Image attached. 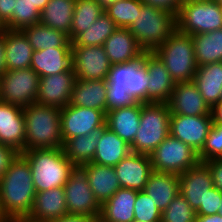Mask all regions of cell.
<instances>
[{
  "mask_svg": "<svg viewBox=\"0 0 222 222\" xmlns=\"http://www.w3.org/2000/svg\"><path fill=\"white\" fill-rule=\"evenodd\" d=\"M88 164H74L64 185L68 215L99 218L101 205L87 180Z\"/></svg>",
  "mask_w": 222,
  "mask_h": 222,
  "instance_id": "ba28073f",
  "label": "cell"
},
{
  "mask_svg": "<svg viewBox=\"0 0 222 222\" xmlns=\"http://www.w3.org/2000/svg\"><path fill=\"white\" fill-rule=\"evenodd\" d=\"M219 213L222 215V199H221V207L219 209Z\"/></svg>",
  "mask_w": 222,
  "mask_h": 222,
  "instance_id": "680465c9",
  "label": "cell"
},
{
  "mask_svg": "<svg viewBox=\"0 0 222 222\" xmlns=\"http://www.w3.org/2000/svg\"><path fill=\"white\" fill-rule=\"evenodd\" d=\"M193 83L210 108L221 100L222 62L197 67Z\"/></svg>",
  "mask_w": 222,
  "mask_h": 222,
  "instance_id": "f546056e",
  "label": "cell"
},
{
  "mask_svg": "<svg viewBox=\"0 0 222 222\" xmlns=\"http://www.w3.org/2000/svg\"><path fill=\"white\" fill-rule=\"evenodd\" d=\"M76 77L73 69L40 77L35 103L63 108L70 103Z\"/></svg>",
  "mask_w": 222,
  "mask_h": 222,
  "instance_id": "9a60e30c",
  "label": "cell"
},
{
  "mask_svg": "<svg viewBox=\"0 0 222 222\" xmlns=\"http://www.w3.org/2000/svg\"><path fill=\"white\" fill-rule=\"evenodd\" d=\"M5 49V71L30 68L33 48L21 30L3 33Z\"/></svg>",
  "mask_w": 222,
  "mask_h": 222,
  "instance_id": "603a6c76",
  "label": "cell"
},
{
  "mask_svg": "<svg viewBox=\"0 0 222 222\" xmlns=\"http://www.w3.org/2000/svg\"><path fill=\"white\" fill-rule=\"evenodd\" d=\"M48 222H99V218L78 215H66L61 218L52 219Z\"/></svg>",
  "mask_w": 222,
  "mask_h": 222,
  "instance_id": "681fc988",
  "label": "cell"
},
{
  "mask_svg": "<svg viewBox=\"0 0 222 222\" xmlns=\"http://www.w3.org/2000/svg\"><path fill=\"white\" fill-rule=\"evenodd\" d=\"M107 85L124 86L137 102L147 103L148 75L143 56L127 63L110 67Z\"/></svg>",
  "mask_w": 222,
  "mask_h": 222,
  "instance_id": "4fadbf2b",
  "label": "cell"
},
{
  "mask_svg": "<svg viewBox=\"0 0 222 222\" xmlns=\"http://www.w3.org/2000/svg\"><path fill=\"white\" fill-rule=\"evenodd\" d=\"M27 1H29L33 6H35L40 12L49 2V0H27Z\"/></svg>",
  "mask_w": 222,
  "mask_h": 222,
  "instance_id": "db71d44e",
  "label": "cell"
},
{
  "mask_svg": "<svg viewBox=\"0 0 222 222\" xmlns=\"http://www.w3.org/2000/svg\"><path fill=\"white\" fill-rule=\"evenodd\" d=\"M30 165L36 192L62 187L74 165L63 148L30 149L21 153Z\"/></svg>",
  "mask_w": 222,
  "mask_h": 222,
  "instance_id": "3957f363",
  "label": "cell"
},
{
  "mask_svg": "<svg viewBox=\"0 0 222 222\" xmlns=\"http://www.w3.org/2000/svg\"><path fill=\"white\" fill-rule=\"evenodd\" d=\"M41 12L27 0H17L11 20L5 25L9 30H23L40 23Z\"/></svg>",
  "mask_w": 222,
  "mask_h": 222,
  "instance_id": "f35d334b",
  "label": "cell"
},
{
  "mask_svg": "<svg viewBox=\"0 0 222 222\" xmlns=\"http://www.w3.org/2000/svg\"><path fill=\"white\" fill-rule=\"evenodd\" d=\"M106 112L115 108L126 107L135 105L138 102L128 92V89L124 86L107 85L106 90Z\"/></svg>",
  "mask_w": 222,
  "mask_h": 222,
  "instance_id": "7bdbcfd3",
  "label": "cell"
},
{
  "mask_svg": "<svg viewBox=\"0 0 222 222\" xmlns=\"http://www.w3.org/2000/svg\"><path fill=\"white\" fill-rule=\"evenodd\" d=\"M25 118L24 151L63 148L61 109L32 103L23 108Z\"/></svg>",
  "mask_w": 222,
  "mask_h": 222,
  "instance_id": "7a4b0ae2",
  "label": "cell"
},
{
  "mask_svg": "<svg viewBox=\"0 0 222 222\" xmlns=\"http://www.w3.org/2000/svg\"><path fill=\"white\" fill-rule=\"evenodd\" d=\"M145 52H153L176 30V17L162 9L143 5L127 28Z\"/></svg>",
  "mask_w": 222,
  "mask_h": 222,
  "instance_id": "8992f818",
  "label": "cell"
},
{
  "mask_svg": "<svg viewBox=\"0 0 222 222\" xmlns=\"http://www.w3.org/2000/svg\"><path fill=\"white\" fill-rule=\"evenodd\" d=\"M68 215L64 186L36 192L27 222H48Z\"/></svg>",
  "mask_w": 222,
  "mask_h": 222,
  "instance_id": "44dd1931",
  "label": "cell"
},
{
  "mask_svg": "<svg viewBox=\"0 0 222 222\" xmlns=\"http://www.w3.org/2000/svg\"><path fill=\"white\" fill-rule=\"evenodd\" d=\"M163 62L175 83L192 81L197 71L191 35L177 29L153 51Z\"/></svg>",
  "mask_w": 222,
  "mask_h": 222,
  "instance_id": "277c9868",
  "label": "cell"
},
{
  "mask_svg": "<svg viewBox=\"0 0 222 222\" xmlns=\"http://www.w3.org/2000/svg\"><path fill=\"white\" fill-rule=\"evenodd\" d=\"M141 102L106 112V127L131 145L139 129Z\"/></svg>",
  "mask_w": 222,
  "mask_h": 222,
  "instance_id": "d4e9b609",
  "label": "cell"
},
{
  "mask_svg": "<svg viewBox=\"0 0 222 222\" xmlns=\"http://www.w3.org/2000/svg\"><path fill=\"white\" fill-rule=\"evenodd\" d=\"M72 69L76 79L102 80L107 79L112 66L103 46L71 45Z\"/></svg>",
  "mask_w": 222,
  "mask_h": 222,
  "instance_id": "7c38bea8",
  "label": "cell"
},
{
  "mask_svg": "<svg viewBox=\"0 0 222 222\" xmlns=\"http://www.w3.org/2000/svg\"><path fill=\"white\" fill-rule=\"evenodd\" d=\"M21 31L26 35L33 50L71 48L72 45L67 34L41 23L26 27Z\"/></svg>",
  "mask_w": 222,
  "mask_h": 222,
  "instance_id": "d6a6232c",
  "label": "cell"
},
{
  "mask_svg": "<svg viewBox=\"0 0 222 222\" xmlns=\"http://www.w3.org/2000/svg\"><path fill=\"white\" fill-rule=\"evenodd\" d=\"M6 31V27L5 25L2 23V21L0 20V35L3 34Z\"/></svg>",
  "mask_w": 222,
  "mask_h": 222,
  "instance_id": "6f0895ef",
  "label": "cell"
},
{
  "mask_svg": "<svg viewBox=\"0 0 222 222\" xmlns=\"http://www.w3.org/2000/svg\"><path fill=\"white\" fill-rule=\"evenodd\" d=\"M143 64L148 75L147 103H167L176 83L154 52H145Z\"/></svg>",
  "mask_w": 222,
  "mask_h": 222,
  "instance_id": "2e32d148",
  "label": "cell"
},
{
  "mask_svg": "<svg viewBox=\"0 0 222 222\" xmlns=\"http://www.w3.org/2000/svg\"><path fill=\"white\" fill-rule=\"evenodd\" d=\"M5 72V49L3 34L0 35V75Z\"/></svg>",
  "mask_w": 222,
  "mask_h": 222,
  "instance_id": "f5cc1de1",
  "label": "cell"
},
{
  "mask_svg": "<svg viewBox=\"0 0 222 222\" xmlns=\"http://www.w3.org/2000/svg\"><path fill=\"white\" fill-rule=\"evenodd\" d=\"M211 115L192 116L171 114L170 135L181 140L199 153L212 127Z\"/></svg>",
  "mask_w": 222,
  "mask_h": 222,
  "instance_id": "5bb4252c",
  "label": "cell"
},
{
  "mask_svg": "<svg viewBox=\"0 0 222 222\" xmlns=\"http://www.w3.org/2000/svg\"><path fill=\"white\" fill-rule=\"evenodd\" d=\"M162 211L145 191H138L134 204V220L141 222H161Z\"/></svg>",
  "mask_w": 222,
  "mask_h": 222,
  "instance_id": "60d3db41",
  "label": "cell"
},
{
  "mask_svg": "<svg viewBox=\"0 0 222 222\" xmlns=\"http://www.w3.org/2000/svg\"><path fill=\"white\" fill-rule=\"evenodd\" d=\"M130 152V145L105 126L101 129L92 163L114 167Z\"/></svg>",
  "mask_w": 222,
  "mask_h": 222,
  "instance_id": "f1b7e54d",
  "label": "cell"
},
{
  "mask_svg": "<svg viewBox=\"0 0 222 222\" xmlns=\"http://www.w3.org/2000/svg\"><path fill=\"white\" fill-rule=\"evenodd\" d=\"M103 9H106L109 5L119 1V0H96Z\"/></svg>",
  "mask_w": 222,
  "mask_h": 222,
  "instance_id": "11a10c76",
  "label": "cell"
},
{
  "mask_svg": "<svg viewBox=\"0 0 222 222\" xmlns=\"http://www.w3.org/2000/svg\"><path fill=\"white\" fill-rule=\"evenodd\" d=\"M103 47L112 65L134 61L145 53L127 28H117Z\"/></svg>",
  "mask_w": 222,
  "mask_h": 222,
  "instance_id": "7402d4cb",
  "label": "cell"
},
{
  "mask_svg": "<svg viewBox=\"0 0 222 222\" xmlns=\"http://www.w3.org/2000/svg\"><path fill=\"white\" fill-rule=\"evenodd\" d=\"M194 42L196 65L222 62V28L191 35Z\"/></svg>",
  "mask_w": 222,
  "mask_h": 222,
  "instance_id": "836d02e7",
  "label": "cell"
},
{
  "mask_svg": "<svg viewBox=\"0 0 222 222\" xmlns=\"http://www.w3.org/2000/svg\"><path fill=\"white\" fill-rule=\"evenodd\" d=\"M222 28V5L214 0H184L176 17V29L184 34L207 33Z\"/></svg>",
  "mask_w": 222,
  "mask_h": 222,
  "instance_id": "52a82bcc",
  "label": "cell"
},
{
  "mask_svg": "<svg viewBox=\"0 0 222 222\" xmlns=\"http://www.w3.org/2000/svg\"><path fill=\"white\" fill-rule=\"evenodd\" d=\"M167 104L171 114L211 115V108L205 102L193 81L176 83Z\"/></svg>",
  "mask_w": 222,
  "mask_h": 222,
  "instance_id": "d6986e66",
  "label": "cell"
},
{
  "mask_svg": "<svg viewBox=\"0 0 222 222\" xmlns=\"http://www.w3.org/2000/svg\"><path fill=\"white\" fill-rule=\"evenodd\" d=\"M118 27L106 14H102L90 28L80 33L73 41L75 47L103 46Z\"/></svg>",
  "mask_w": 222,
  "mask_h": 222,
  "instance_id": "8d00e7d4",
  "label": "cell"
},
{
  "mask_svg": "<svg viewBox=\"0 0 222 222\" xmlns=\"http://www.w3.org/2000/svg\"><path fill=\"white\" fill-rule=\"evenodd\" d=\"M143 5L140 0H119L109 5L104 11L118 28H128L136 21Z\"/></svg>",
  "mask_w": 222,
  "mask_h": 222,
  "instance_id": "74e56055",
  "label": "cell"
},
{
  "mask_svg": "<svg viewBox=\"0 0 222 222\" xmlns=\"http://www.w3.org/2000/svg\"><path fill=\"white\" fill-rule=\"evenodd\" d=\"M214 1H216V2H218L219 4L222 5V0H214Z\"/></svg>",
  "mask_w": 222,
  "mask_h": 222,
  "instance_id": "91938a15",
  "label": "cell"
},
{
  "mask_svg": "<svg viewBox=\"0 0 222 222\" xmlns=\"http://www.w3.org/2000/svg\"><path fill=\"white\" fill-rule=\"evenodd\" d=\"M196 216V211L179 192L168 207L162 211L161 222H195Z\"/></svg>",
  "mask_w": 222,
  "mask_h": 222,
  "instance_id": "ab89813d",
  "label": "cell"
},
{
  "mask_svg": "<svg viewBox=\"0 0 222 222\" xmlns=\"http://www.w3.org/2000/svg\"><path fill=\"white\" fill-rule=\"evenodd\" d=\"M18 154L19 152L15 149L0 143V177L4 174Z\"/></svg>",
  "mask_w": 222,
  "mask_h": 222,
  "instance_id": "7dc6e473",
  "label": "cell"
},
{
  "mask_svg": "<svg viewBox=\"0 0 222 222\" xmlns=\"http://www.w3.org/2000/svg\"><path fill=\"white\" fill-rule=\"evenodd\" d=\"M0 222H17L16 220H12L3 216H0Z\"/></svg>",
  "mask_w": 222,
  "mask_h": 222,
  "instance_id": "9f6ffc18",
  "label": "cell"
},
{
  "mask_svg": "<svg viewBox=\"0 0 222 222\" xmlns=\"http://www.w3.org/2000/svg\"><path fill=\"white\" fill-rule=\"evenodd\" d=\"M222 192L216 187L210 188L204 198V204H200L196 215L218 214L221 207Z\"/></svg>",
  "mask_w": 222,
  "mask_h": 222,
  "instance_id": "ee69618b",
  "label": "cell"
},
{
  "mask_svg": "<svg viewBox=\"0 0 222 222\" xmlns=\"http://www.w3.org/2000/svg\"><path fill=\"white\" fill-rule=\"evenodd\" d=\"M106 90L105 79H76L69 104L106 112Z\"/></svg>",
  "mask_w": 222,
  "mask_h": 222,
  "instance_id": "4316f807",
  "label": "cell"
},
{
  "mask_svg": "<svg viewBox=\"0 0 222 222\" xmlns=\"http://www.w3.org/2000/svg\"><path fill=\"white\" fill-rule=\"evenodd\" d=\"M195 222H222V215L212 214V215H197Z\"/></svg>",
  "mask_w": 222,
  "mask_h": 222,
  "instance_id": "816d5d0a",
  "label": "cell"
},
{
  "mask_svg": "<svg viewBox=\"0 0 222 222\" xmlns=\"http://www.w3.org/2000/svg\"><path fill=\"white\" fill-rule=\"evenodd\" d=\"M104 13V9L96 0H76L69 40L72 42Z\"/></svg>",
  "mask_w": 222,
  "mask_h": 222,
  "instance_id": "d590c367",
  "label": "cell"
},
{
  "mask_svg": "<svg viewBox=\"0 0 222 222\" xmlns=\"http://www.w3.org/2000/svg\"><path fill=\"white\" fill-rule=\"evenodd\" d=\"M106 126V112L68 104L61 108L63 143L80 135H87Z\"/></svg>",
  "mask_w": 222,
  "mask_h": 222,
  "instance_id": "8fae6325",
  "label": "cell"
},
{
  "mask_svg": "<svg viewBox=\"0 0 222 222\" xmlns=\"http://www.w3.org/2000/svg\"><path fill=\"white\" fill-rule=\"evenodd\" d=\"M138 191L119 188L118 191L101 205L99 222L134 221V204Z\"/></svg>",
  "mask_w": 222,
  "mask_h": 222,
  "instance_id": "484cf974",
  "label": "cell"
},
{
  "mask_svg": "<svg viewBox=\"0 0 222 222\" xmlns=\"http://www.w3.org/2000/svg\"><path fill=\"white\" fill-rule=\"evenodd\" d=\"M152 169L158 172L181 175L198 162V153L170 134L150 154Z\"/></svg>",
  "mask_w": 222,
  "mask_h": 222,
  "instance_id": "9c48e42d",
  "label": "cell"
},
{
  "mask_svg": "<svg viewBox=\"0 0 222 222\" xmlns=\"http://www.w3.org/2000/svg\"><path fill=\"white\" fill-rule=\"evenodd\" d=\"M213 187L210 169L204 162L199 161L195 166L179 175V192L195 211L200 204H204L208 189Z\"/></svg>",
  "mask_w": 222,
  "mask_h": 222,
  "instance_id": "ac0fdd59",
  "label": "cell"
},
{
  "mask_svg": "<svg viewBox=\"0 0 222 222\" xmlns=\"http://www.w3.org/2000/svg\"><path fill=\"white\" fill-rule=\"evenodd\" d=\"M212 121L215 124H222V100L211 108Z\"/></svg>",
  "mask_w": 222,
  "mask_h": 222,
  "instance_id": "f907efd6",
  "label": "cell"
},
{
  "mask_svg": "<svg viewBox=\"0 0 222 222\" xmlns=\"http://www.w3.org/2000/svg\"><path fill=\"white\" fill-rule=\"evenodd\" d=\"M0 143L24 152L25 118L23 108L0 100Z\"/></svg>",
  "mask_w": 222,
  "mask_h": 222,
  "instance_id": "ffe728a7",
  "label": "cell"
},
{
  "mask_svg": "<svg viewBox=\"0 0 222 222\" xmlns=\"http://www.w3.org/2000/svg\"><path fill=\"white\" fill-rule=\"evenodd\" d=\"M146 6H152L172 13L177 17L184 0H140Z\"/></svg>",
  "mask_w": 222,
  "mask_h": 222,
  "instance_id": "f6af8a7d",
  "label": "cell"
},
{
  "mask_svg": "<svg viewBox=\"0 0 222 222\" xmlns=\"http://www.w3.org/2000/svg\"><path fill=\"white\" fill-rule=\"evenodd\" d=\"M144 191L163 211L179 194V175L153 170L149 175Z\"/></svg>",
  "mask_w": 222,
  "mask_h": 222,
  "instance_id": "83f0119b",
  "label": "cell"
},
{
  "mask_svg": "<svg viewBox=\"0 0 222 222\" xmlns=\"http://www.w3.org/2000/svg\"><path fill=\"white\" fill-rule=\"evenodd\" d=\"M35 195L30 165L19 153L0 177V216L25 220L32 210Z\"/></svg>",
  "mask_w": 222,
  "mask_h": 222,
  "instance_id": "6da1fadb",
  "label": "cell"
},
{
  "mask_svg": "<svg viewBox=\"0 0 222 222\" xmlns=\"http://www.w3.org/2000/svg\"><path fill=\"white\" fill-rule=\"evenodd\" d=\"M210 169L214 187L222 192V158L204 162Z\"/></svg>",
  "mask_w": 222,
  "mask_h": 222,
  "instance_id": "bcb514c9",
  "label": "cell"
},
{
  "mask_svg": "<svg viewBox=\"0 0 222 222\" xmlns=\"http://www.w3.org/2000/svg\"><path fill=\"white\" fill-rule=\"evenodd\" d=\"M101 129L71 138L64 143V153L73 164L91 163L100 140Z\"/></svg>",
  "mask_w": 222,
  "mask_h": 222,
  "instance_id": "e575fe53",
  "label": "cell"
},
{
  "mask_svg": "<svg viewBox=\"0 0 222 222\" xmlns=\"http://www.w3.org/2000/svg\"><path fill=\"white\" fill-rule=\"evenodd\" d=\"M30 67L39 77L50 76L72 69L71 48L34 50Z\"/></svg>",
  "mask_w": 222,
  "mask_h": 222,
  "instance_id": "cb8c5ba5",
  "label": "cell"
},
{
  "mask_svg": "<svg viewBox=\"0 0 222 222\" xmlns=\"http://www.w3.org/2000/svg\"><path fill=\"white\" fill-rule=\"evenodd\" d=\"M170 116L167 103H141L139 129L131 152L150 155L170 134Z\"/></svg>",
  "mask_w": 222,
  "mask_h": 222,
  "instance_id": "5b68a950",
  "label": "cell"
},
{
  "mask_svg": "<svg viewBox=\"0 0 222 222\" xmlns=\"http://www.w3.org/2000/svg\"><path fill=\"white\" fill-rule=\"evenodd\" d=\"M114 169L121 188L144 191L150 173L153 171L150 155L130 152L119 161Z\"/></svg>",
  "mask_w": 222,
  "mask_h": 222,
  "instance_id": "e0dca14e",
  "label": "cell"
},
{
  "mask_svg": "<svg viewBox=\"0 0 222 222\" xmlns=\"http://www.w3.org/2000/svg\"><path fill=\"white\" fill-rule=\"evenodd\" d=\"M222 158V124H212L205 145L198 153L200 162Z\"/></svg>",
  "mask_w": 222,
  "mask_h": 222,
  "instance_id": "b9f144b4",
  "label": "cell"
},
{
  "mask_svg": "<svg viewBox=\"0 0 222 222\" xmlns=\"http://www.w3.org/2000/svg\"><path fill=\"white\" fill-rule=\"evenodd\" d=\"M17 0H0V20L6 25L12 18Z\"/></svg>",
  "mask_w": 222,
  "mask_h": 222,
  "instance_id": "c3c4849f",
  "label": "cell"
},
{
  "mask_svg": "<svg viewBox=\"0 0 222 222\" xmlns=\"http://www.w3.org/2000/svg\"><path fill=\"white\" fill-rule=\"evenodd\" d=\"M76 0H49L41 11L40 23L70 35Z\"/></svg>",
  "mask_w": 222,
  "mask_h": 222,
  "instance_id": "1f68e13d",
  "label": "cell"
},
{
  "mask_svg": "<svg viewBox=\"0 0 222 222\" xmlns=\"http://www.w3.org/2000/svg\"><path fill=\"white\" fill-rule=\"evenodd\" d=\"M39 79L31 67L5 71L0 75V100L22 108L35 103Z\"/></svg>",
  "mask_w": 222,
  "mask_h": 222,
  "instance_id": "30bf717a",
  "label": "cell"
},
{
  "mask_svg": "<svg viewBox=\"0 0 222 222\" xmlns=\"http://www.w3.org/2000/svg\"><path fill=\"white\" fill-rule=\"evenodd\" d=\"M87 180L100 205L108 201L121 188L114 167L106 165L88 163Z\"/></svg>",
  "mask_w": 222,
  "mask_h": 222,
  "instance_id": "4dcf8cb0",
  "label": "cell"
}]
</instances>
